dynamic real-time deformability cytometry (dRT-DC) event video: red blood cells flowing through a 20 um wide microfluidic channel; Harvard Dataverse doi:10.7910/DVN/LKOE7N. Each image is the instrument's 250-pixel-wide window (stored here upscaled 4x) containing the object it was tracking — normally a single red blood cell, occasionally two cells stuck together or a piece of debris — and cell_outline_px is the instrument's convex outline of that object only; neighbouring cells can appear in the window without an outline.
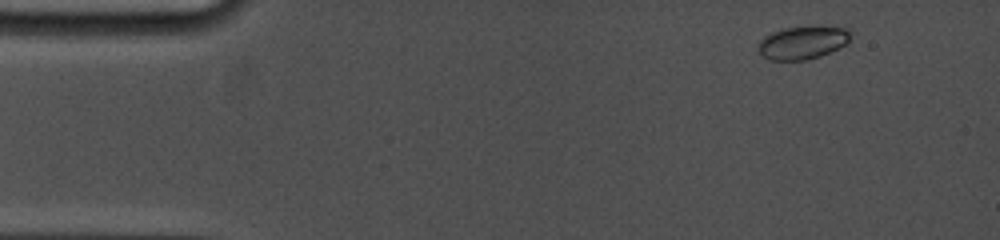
{"species": "common noctule bat (a hibernating species)", "species_latin": "Nyctalus noctula", "temperature_condition": "cold", "stored_images_in_passage": 9, "camera_frame_rate_fps": 5000, "um_per_image_px": 0.085, "animal": {"sex": "female", "body_mass_g": 19.0, "forearm_length_mm": 53.3}, "frame": {"image": 1, "passage_image": 1, "time_ms": 0.0, "image_size_px": [1000, 240], "cell_outline_px": [[848, 44], [820, 56], [808, 60], [768, 60], [760, 56], [760, 40], [764, 36], [772, 32], [784, 28], [808, 24], [844, 24], [848, 28]], "centroid_in_image_um": [68.29, 3.55], "position_along_channel_um": 16.7, "area_um2": 18.67}}
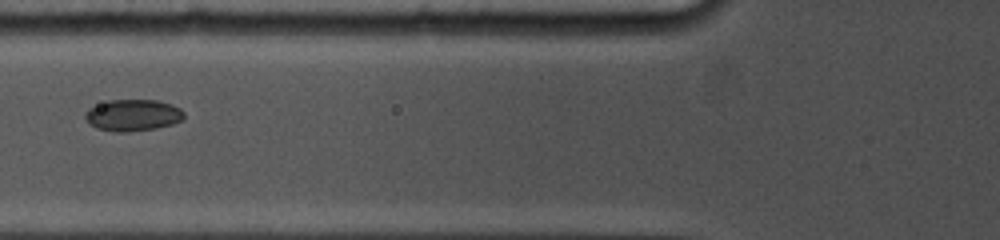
{"frame": {"image": 2, "passage_image": 6, "time_ms": 5.0, "image_size_px": [1000, 240], "cell_outline_px": [[184, 120], [172, 124], [156, 128], [128, 132], [116, 132], [96, 128], [88, 124], [84, 116], [88, 108], [108, 100], [156, 100], [172, 104], [180, 108], [184, 112]], "centroid_in_image_um": [11.29, 9.79], "position_along_channel_um": 114.5, "area_um2": 18.38}}
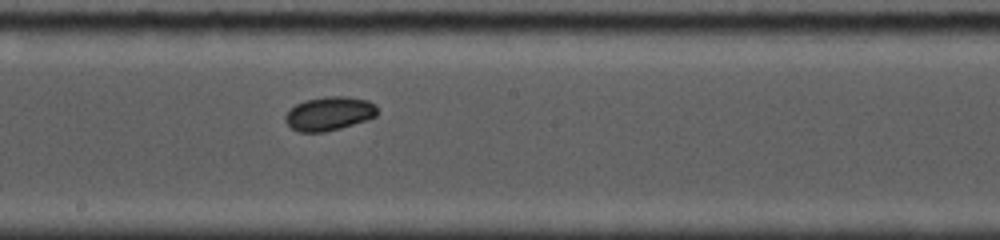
{"frame": {"image": 3, "passage_image": 9, "time_ms": 7.8, "image_size_px": [1000, 240], "cell_outline_px": [[376, 116], [368, 120], [340, 128], [324, 132], [296, 132], [284, 120], [284, 116], [296, 104], [304, 100], [324, 96], [348, 96], [368, 100], [376, 104]], "centroid_in_image_um": [27.98, 9.65], "position_along_channel_um": 220.2, "area_um2": 18.26}}